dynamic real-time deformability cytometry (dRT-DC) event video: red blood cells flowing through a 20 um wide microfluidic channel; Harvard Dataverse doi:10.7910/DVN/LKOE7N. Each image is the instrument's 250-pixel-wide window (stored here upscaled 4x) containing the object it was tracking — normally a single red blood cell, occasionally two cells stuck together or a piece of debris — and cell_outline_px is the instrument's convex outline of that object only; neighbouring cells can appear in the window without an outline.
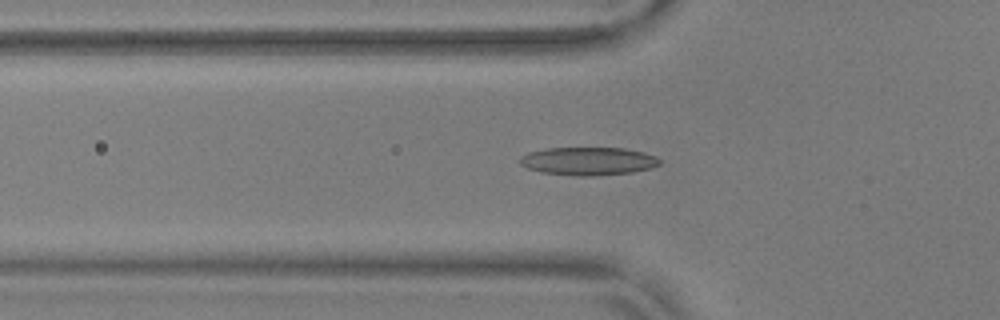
{"species": "common noctule bat (a hibernating species)", "species_latin": "Nyctalus noctula", "temperature_condition": "warm", "stored_images_in_passage": 55, "camera_frame_rate_fps": 3000, "um_per_image_px": 0.085, "animal": {"sex": "male", "body_mass_g": 17.9, "forearm_length_mm": 54.2}, "frame": {"image": 1, "passage_image": 19, "time_ms": 6.0, "image_size_px": [1000, 320], "cell_outline_px": [[660, 164], [652, 168], [632, 172], [592, 176], [580, 176], [540, 172], [528, 168], [520, 164], [520, 156], [528, 152], [548, 148], [624, 148], [644, 152], [660, 160]], "centroid_in_image_um": [49.98, 13.7], "position_along_channel_um": 75.8, "area_um2": 22.77}}
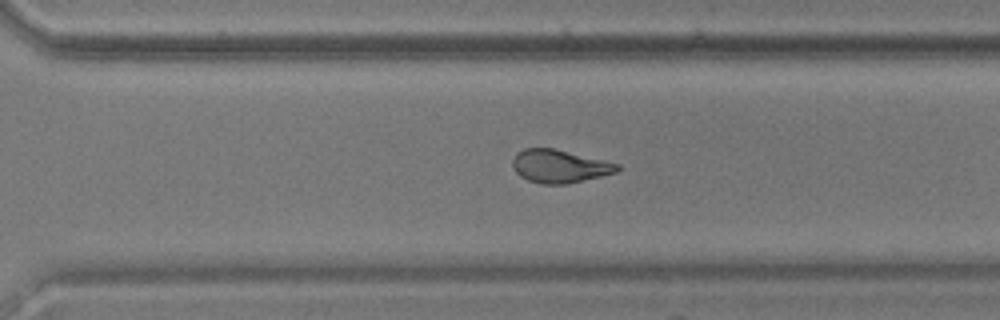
{"frame": {"image": 2, "passage_image": 39, "time_ms": 12.667, "image_size_px": [1000, 320], "cell_outline_px": [[620, 168], [616, 172], [568, 184], [540, 184], [528, 180], [520, 176], [512, 168], [512, 160], [516, 152], [524, 148], [556, 148], [620, 164]], "centroid_in_image_um": [47.53, 14.12], "position_along_channel_um": 323.1, "area_um2": 20.35}}
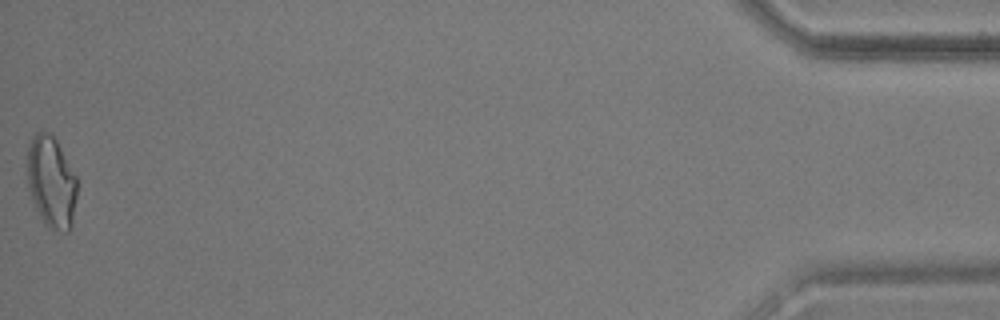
{"frame": {"image": 3, "passage_image": 55, "time_ms": 18.0, "image_size_px": [1000, 320], "cell_outline_px": [[76, 196], [72, 224], [68, 232], [64, 232], [48, 228], [44, 224], [32, 200], [28, 188], [28, 144], [32, 136], [36, 132], [52, 132], [76, 176]], "centroid_in_image_um": [4.36, 15.46], "position_along_channel_um": 430.8, "area_um2": 26.59}, "authors_computed_cell_mechanics": {"area_um2": 20.9236, "velocity_mm_per_s": 3.6994, "shape_relaxation_time_tau1_ms": null, "shape_relaxation_time_tau2_ms": 2.2888, "deformation_change_tau1": null, "deformation_change_tau2": 0.0989}}